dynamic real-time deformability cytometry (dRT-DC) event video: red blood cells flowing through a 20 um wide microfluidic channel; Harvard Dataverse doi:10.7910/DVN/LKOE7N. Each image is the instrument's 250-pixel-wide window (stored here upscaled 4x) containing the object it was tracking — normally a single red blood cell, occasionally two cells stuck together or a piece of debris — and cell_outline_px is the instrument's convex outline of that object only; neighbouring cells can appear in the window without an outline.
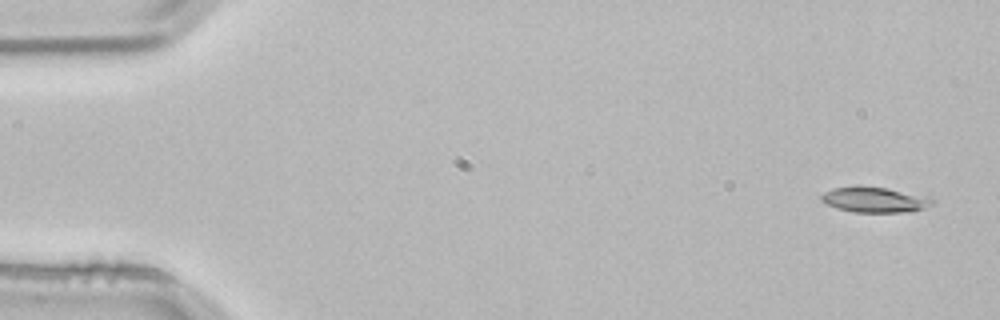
{"species": "common noctule bat (a hibernating species)", "species_latin": "Nyctalus noctula", "temperature_condition": "room temperature", "stored_images_in_passage": 3, "camera_frame_rate_fps": 3000, "um_per_image_px": 0.085, "animal": {"sex": "male", "body_mass_g": 21.5, "forearm_length_mm": 52.0}, "frame": {"image": 1, "passage_image": 1, "time_ms": 0.0, "image_size_px": [1000, 320], "cell_outline_px": [[936, 200], [932, 204], [924, 208], [912, 212], [852, 212], [836, 208], [820, 200], [820, 196], [824, 192], [832, 188], [856, 184], [884, 188], [928, 196]], "centroid_in_image_um": [74.32, 16.96], "position_along_channel_um": 10.7, "area_um2": 16.76}}